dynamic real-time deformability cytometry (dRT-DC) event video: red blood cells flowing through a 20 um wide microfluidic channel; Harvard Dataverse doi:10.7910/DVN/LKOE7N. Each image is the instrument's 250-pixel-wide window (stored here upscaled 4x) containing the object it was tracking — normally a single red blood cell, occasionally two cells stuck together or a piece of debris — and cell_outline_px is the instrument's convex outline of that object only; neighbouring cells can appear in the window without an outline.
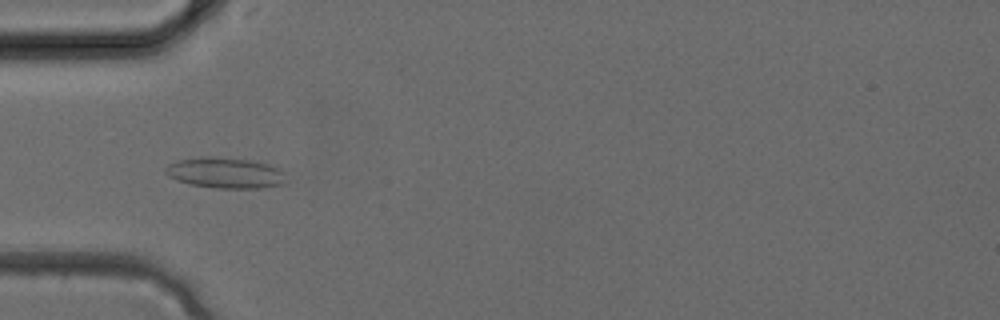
{"species": "common noctule bat (a hibernating species)", "species_latin": "Nyctalus noctula", "temperature_condition": "cold", "stored_images_in_passage": 4, "camera_frame_rate_fps": 3000, "um_per_image_px": 0.085, "animal": {"sex": "female", "body_mass_g": 24.6, "forearm_length_mm": 56.2}, "frame": {"image": 1, "passage_image": 4, "time_ms": 1.0, "image_size_px": [1000, 320], "cell_outline_px": [[284, 184], [264, 188], [216, 188], [192, 184], [176, 180], [168, 176], [164, 172], [164, 168], [168, 164], [180, 160], [200, 156], [212, 156], [252, 160], [268, 164], [280, 168], [284, 172]], "centroid_in_image_um": [19.15, 14.68], "position_along_channel_um": 65.9, "area_um2": 21.79}}